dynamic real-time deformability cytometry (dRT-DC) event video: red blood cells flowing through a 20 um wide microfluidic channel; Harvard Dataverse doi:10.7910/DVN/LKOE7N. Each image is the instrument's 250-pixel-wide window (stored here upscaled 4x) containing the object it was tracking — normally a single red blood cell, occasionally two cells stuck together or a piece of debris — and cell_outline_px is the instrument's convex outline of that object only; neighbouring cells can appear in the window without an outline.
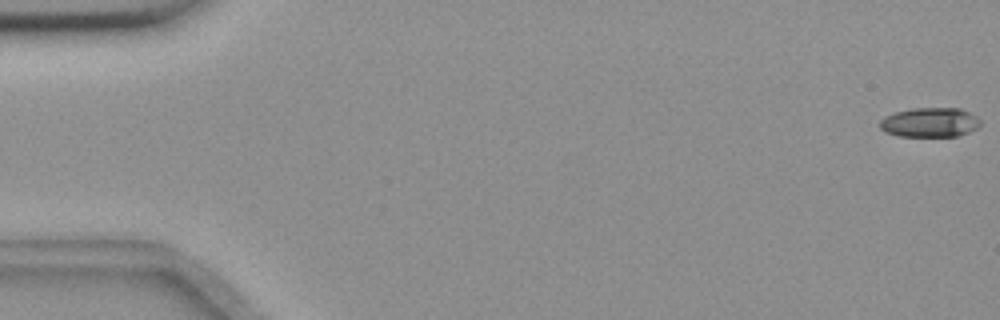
{"species": "common noctule bat (a hibernating species)", "species_latin": "Nyctalus noctula", "temperature_condition": "room temperature", "stored_images_in_passage": 18, "camera_frame_rate_fps": 3000, "um_per_image_px": 0.085, "animal": {"sex": "female", "body_mass_g": 18.4}, "frame": {"image": 1, "passage_image": 1, "time_ms": 0.0, "image_size_px": [1000, 320], "cell_outline_px": [[980, 124], [976, 128], [968, 132], [956, 136], [900, 136], [884, 132], [880, 128], [880, 120], [884, 116], [896, 112], [912, 108], [960, 108], [976, 116], [980, 120]], "centroid_in_image_um": [79.01, 10.4], "position_along_channel_um": 6.0, "area_um2": 17.22}}
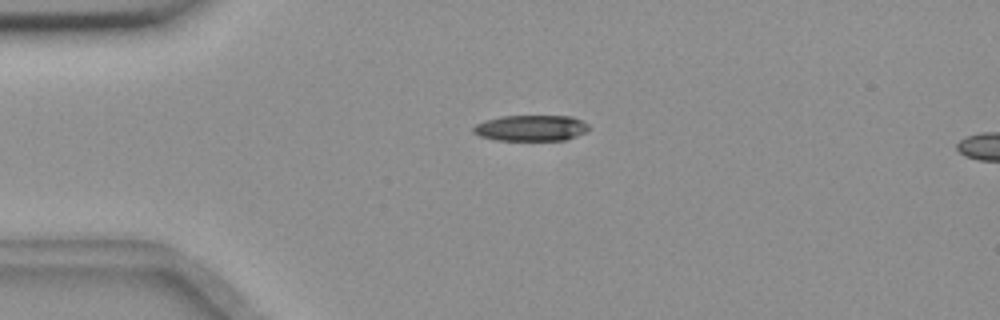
{"frame": {"image": 2, "passage_image": 14, "time_ms": 4.333, "image_size_px": [1000, 320], "cell_outline_px": [[588, 132], [564, 140], [496, 140], [480, 136], [472, 132], [472, 128], [476, 124], [484, 120], [500, 116], [572, 116], [588, 124]], "centroid_in_image_um": [45.11, 10.88], "position_along_channel_um": 39.9, "area_um2": 17.51}}